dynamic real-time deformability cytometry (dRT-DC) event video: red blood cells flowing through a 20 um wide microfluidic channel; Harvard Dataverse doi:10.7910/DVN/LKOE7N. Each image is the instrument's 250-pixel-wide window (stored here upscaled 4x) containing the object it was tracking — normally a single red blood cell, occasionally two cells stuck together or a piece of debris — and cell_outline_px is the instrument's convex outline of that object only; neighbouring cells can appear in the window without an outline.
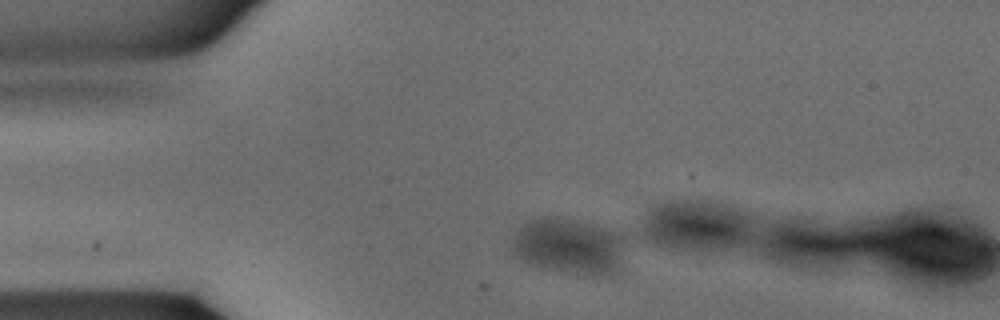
{"species": "common noctule bat (a hibernating species)", "species_latin": "Nyctalus noctula", "temperature_condition": "warm", "stored_images_in_passage": 3, "camera_frame_rate_fps": 3000, "um_per_image_px": 0.085, "animal": {"sex": "male", "body_mass_g": 15.6}, "frame": {"image": 1, "passage_image": 1, "time_ms": 0.0, "image_size_px": [1000, 320], "cell_outline_px": [[620, 244], [616, 264], [612, 272], [572, 272], [544, 268], [532, 264], [516, 256], [512, 244], [512, 240], [520, 224], [528, 220], [548, 216], [560, 216], [588, 224], [612, 232], [620, 236]], "centroid_in_image_um": [48.15, 20.85], "position_along_channel_um": 36.9, "area_um2": 34.62}}